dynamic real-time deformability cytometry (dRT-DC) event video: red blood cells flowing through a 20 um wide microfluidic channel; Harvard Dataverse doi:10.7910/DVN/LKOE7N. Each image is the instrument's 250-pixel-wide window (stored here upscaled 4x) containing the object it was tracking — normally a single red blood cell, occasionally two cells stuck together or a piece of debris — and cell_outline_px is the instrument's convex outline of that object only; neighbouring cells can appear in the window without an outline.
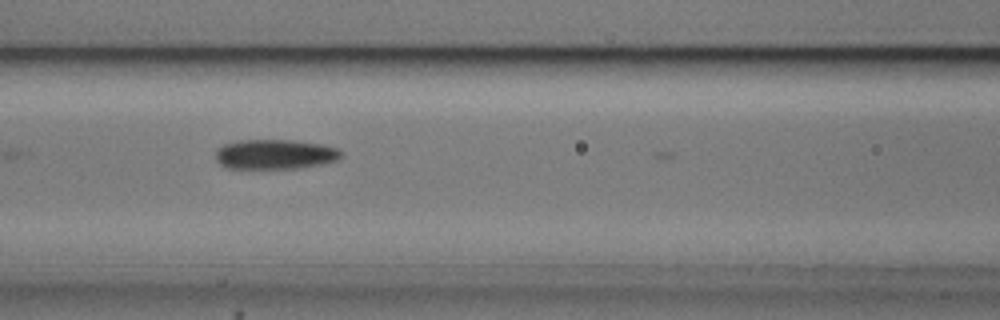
{"species": "common noctule bat (a hibernating species)", "species_latin": "Nyctalus noctula", "temperature_condition": "cold", "stored_images_in_passage": 8, "camera_frame_rate_fps": 3000, "um_per_image_px": 0.085, "animal": {"sex": "male", "body_mass_g": 20.5, "forearm_length_mm": 52.5}, "frame": {"image": 1, "passage_image": 7, "time_ms": 7.0, "image_size_px": [1000, 320], "cell_outline_px": [[344, 156], [340, 160], [300, 168], [228, 168], [220, 164], [216, 160], [216, 148], [224, 144], [240, 140], [292, 140], [324, 144], [340, 148], [344, 152]], "centroid_in_image_um": [23.45, 13.1], "position_along_channel_um": 143.2, "area_um2": 22.14}}